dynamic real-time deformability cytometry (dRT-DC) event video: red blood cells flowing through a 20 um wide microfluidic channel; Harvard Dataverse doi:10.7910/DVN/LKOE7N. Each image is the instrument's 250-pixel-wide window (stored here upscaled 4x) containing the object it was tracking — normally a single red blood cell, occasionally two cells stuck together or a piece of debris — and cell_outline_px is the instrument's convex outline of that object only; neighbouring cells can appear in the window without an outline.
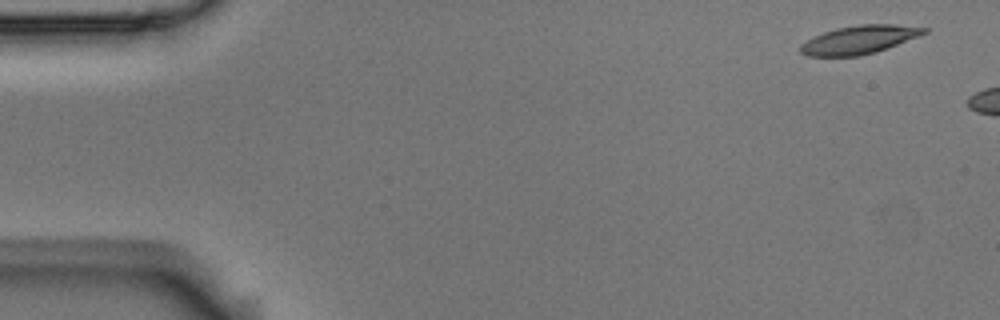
{"species": "Egyptian fruit bat (a non-hibernating species)", "species_latin": "Rousettus aegyptiacus", "temperature_condition": "room temperature", "stored_images_in_passage": 7, "segment_of_instrument_passage": [1, 2], "camera_frame_rate_fps": 3000, "um_per_image_px": 0.085, "animal": {"sex": "male"}, "frame": {"image": 1, "passage_image": 1, "time_ms": 0.0, "image_size_px": [1000, 320], "cell_outline_px": [[928, 32], [888, 48], [876, 52], [860, 56], [808, 56], [800, 52], [800, 44], [812, 36], [836, 28], [860, 24], [892, 24], [928, 28]], "centroid_in_image_um": [73.01, 3.38], "position_along_channel_um": 12.0, "area_um2": 20.46}}
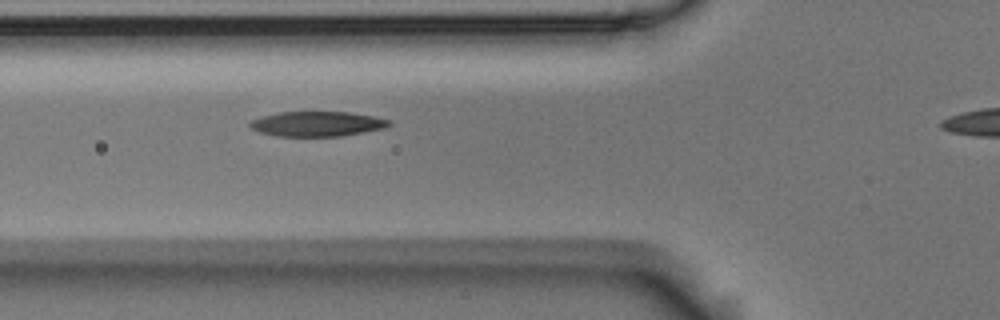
{"frame": {"image": 2, "passage_image": 6, "time_ms": 1.667, "image_size_px": [1000, 320], "cell_outline_px": [[392, 124], [388, 128], [340, 136], [276, 136], [260, 132], [252, 128], [248, 124], [252, 120], [264, 116], [280, 112], [348, 112], [376, 116], [392, 120]], "centroid_in_image_um": [27.05, 10.53], "position_along_channel_um": 98.8, "area_um2": 20.29}}